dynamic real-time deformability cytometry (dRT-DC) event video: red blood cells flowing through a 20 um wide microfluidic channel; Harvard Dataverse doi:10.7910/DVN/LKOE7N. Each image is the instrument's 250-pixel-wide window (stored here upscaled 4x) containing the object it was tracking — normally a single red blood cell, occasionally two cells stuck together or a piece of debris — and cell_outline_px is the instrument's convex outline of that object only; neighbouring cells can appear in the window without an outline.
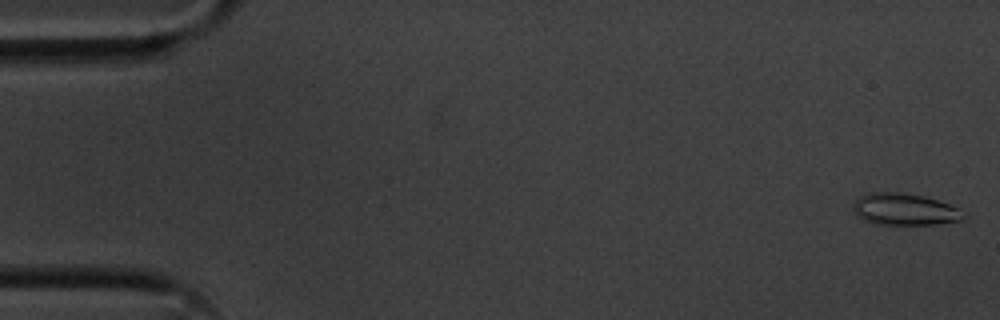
{"species": "common noctule bat (a hibernating species)", "species_latin": "Nyctalus noctula", "temperature_condition": "cold", "stored_images_in_passage": 8, "camera_frame_rate_fps": 3000, "um_per_image_px": 0.085, "animal": {"sex": "male", "body_mass_g": 20.1, "forearm_length_mm": 53.5}, "frame": {"image": 1, "passage_image": 1, "time_ms": 0.0, "image_size_px": [1000, 320], "cell_outline_px": [[968, 216], [960, 220], [936, 224], [876, 224], [864, 220], [852, 208], [852, 204], [860, 196], [868, 192], [896, 192], [924, 196], [948, 204], [956, 208]], "centroid_in_image_um": [76.87, 17.79], "position_along_channel_um": 8.1, "area_um2": 20.17}}